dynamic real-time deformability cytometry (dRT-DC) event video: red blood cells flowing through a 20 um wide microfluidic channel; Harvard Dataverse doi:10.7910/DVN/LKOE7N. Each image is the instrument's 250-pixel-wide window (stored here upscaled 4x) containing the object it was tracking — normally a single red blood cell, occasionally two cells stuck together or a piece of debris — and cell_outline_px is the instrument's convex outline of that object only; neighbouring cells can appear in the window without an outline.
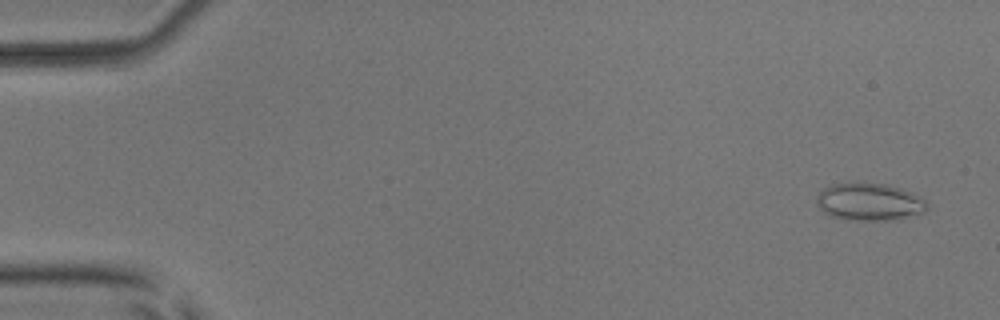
{"species": "common noctule bat (a hibernating species)", "species_latin": "Nyctalus noctula", "temperature_condition": "room temperature", "stored_images_in_passage": 54, "camera_frame_rate_fps": 3000, "um_per_image_px": 0.085, "animal": {"sex": "male", "body_mass_g": 17.9, "forearm_length_mm": 54.2}, "frame": {"image": 1, "passage_image": 3, "time_ms": 0.667, "image_size_px": [1000, 320], "cell_outline_px": [[928, 208], [924, 212], [896, 220], [852, 220], [832, 216], [824, 212], [816, 204], [816, 196], [824, 188], [832, 184], [856, 180], [884, 184], [904, 188], [920, 196], [928, 204]], "centroid_in_image_um": [73.9, 17.12], "position_along_channel_um": 11.1, "area_um2": 24.74}}
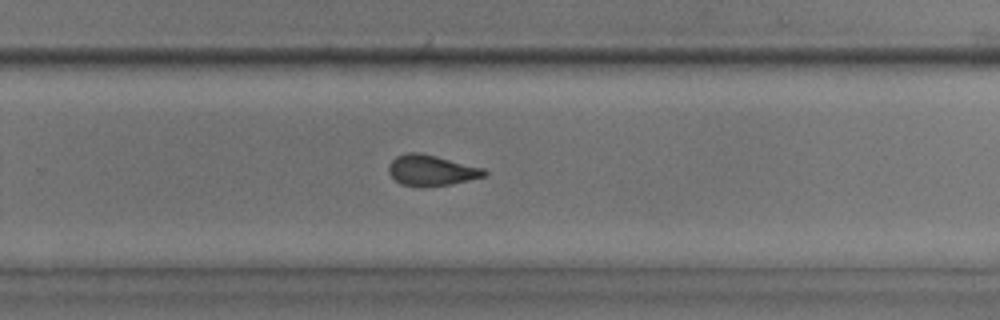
{"frame": {"image": 2, "passage_image": 36, "time_ms": 11.667, "image_size_px": [1000, 320], "cell_outline_px": [[488, 172], [484, 176], [452, 184], [400, 184], [388, 172], [388, 164], [396, 156], [408, 152], [420, 152], [484, 168]], "centroid_in_image_um": [36.66, 14.43], "position_along_channel_um": 293.1, "area_um2": 16.53}}
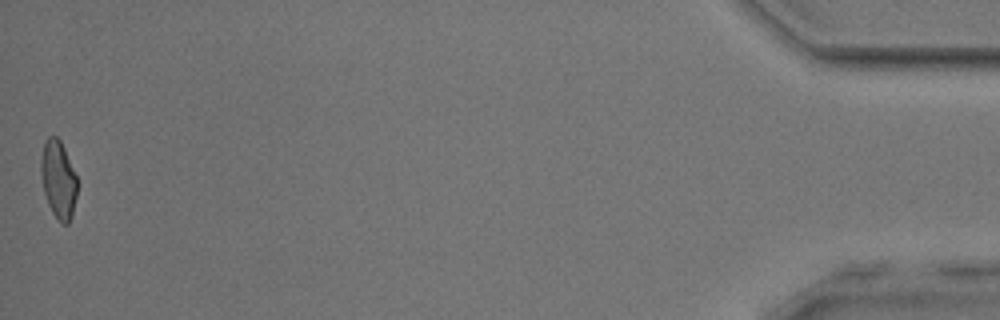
{"frame": {"image": 3, "passage_image": 54, "time_ms": 17.667, "image_size_px": [1000, 320], "cell_outline_px": [[76, 196], [72, 216], [68, 224], [60, 224], [52, 212], [48, 204], [44, 192], [40, 172], [40, 160], [44, 144], [48, 136], [56, 136], [60, 140], [64, 148], [76, 176]], "centroid_in_image_um": [4.94, 15.28], "position_along_channel_um": 430.3, "area_um2": 16.36}, "authors_computed_cell_mechanics": {"area_um2": 17.5712, "velocity_mm_per_s": 3.8541, "shape_relaxation_time_tau1_ms": null, "shape_relaxation_time_tau2_ms": 1.0792, "deformation_change_tau1": null, "deformation_change_tau2": 0.0811}}